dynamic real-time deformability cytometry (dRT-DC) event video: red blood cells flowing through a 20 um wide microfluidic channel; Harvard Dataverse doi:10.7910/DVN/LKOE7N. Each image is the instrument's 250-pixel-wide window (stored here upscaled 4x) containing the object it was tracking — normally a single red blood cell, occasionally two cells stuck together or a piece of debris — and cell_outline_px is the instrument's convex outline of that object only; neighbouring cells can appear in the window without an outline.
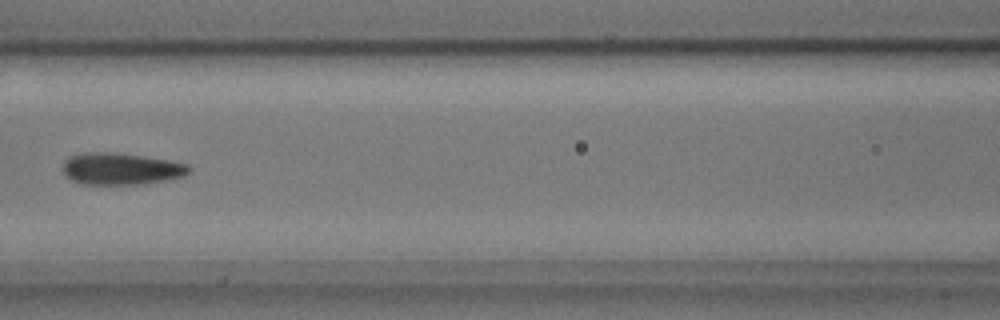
{"species": "common noctule bat (a hibernating species)", "species_latin": "Nyctalus noctula", "temperature_condition": "cold", "stored_images_in_passage": 9, "camera_frame_rate_fps": 3000, "um_per_image_px": 0.085, "animal": {"sex": "male", "body_mass_g": 17.9, "forearm_length_mm": 54.2}, "frame": {"image": 1, "passage_image": 7, "time_ms": 2.0, "image_size_px": [1000, 320], "cell_outline_px": [[192, 168], [184, 176], [164, 180], [140, 184], [80, 184], [64, 176], [64, 160], [68, 156], [80, 152], [112, 152], [144, 156], [168, 160], [188, 164]], "centroid_in_image_um": [10.24, 14.33], "position_along_channel_um": 156.4, "area_um2": 23.52}}
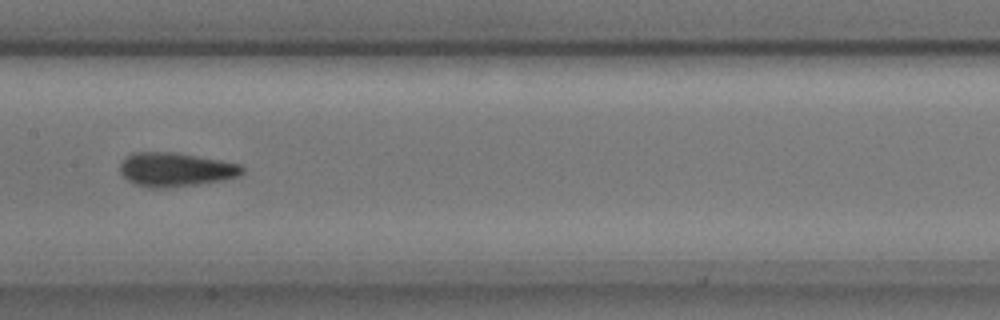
{"frame": {"image": 2, "passage_image": 8, "time_ms": 2.333, "image_size_px": [1000, 320], "cell_outline_px": [[244, 172], [240, 176], [220, 180], [196, 184], [168, 188], [148, 188], [136, 184], [128, 180], [120, 172], [120, 164], [124, 156], [132, 152], [176, 152], [220, 160], [240, 164], [244, 168]], "centroid_in_image_um": [14.9, 14.4], "position_along_channel_um": 192.5, "area_um2": 24.28}}
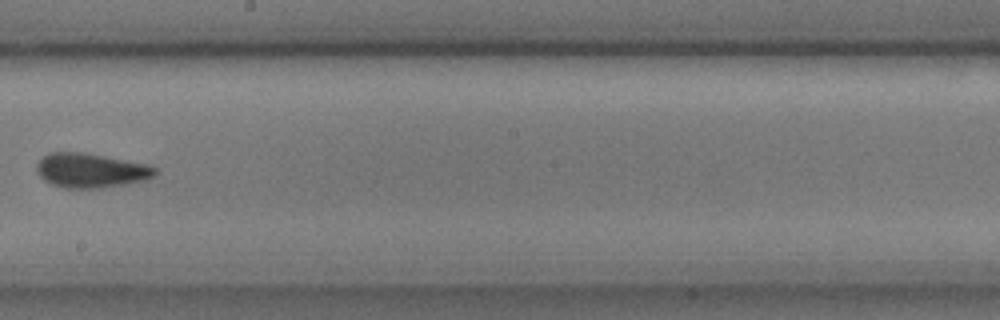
{"frame": {"image": 3, "passage_image": 9, "time_ms": 2.667, "image_size_px": [1000, 320], "cell_outline_px": [[156, 176], [148, 180], [100, 188], [64, 188], [52, 184], [44, 180], [36, 172], [36, 164], [48, 152], [84, 152], [148, 164], [156, 168]], "centroid_in_image_um": [7.73, 14.49], "position_along_channel_um": 240.5, "area_um2": 23.93}}